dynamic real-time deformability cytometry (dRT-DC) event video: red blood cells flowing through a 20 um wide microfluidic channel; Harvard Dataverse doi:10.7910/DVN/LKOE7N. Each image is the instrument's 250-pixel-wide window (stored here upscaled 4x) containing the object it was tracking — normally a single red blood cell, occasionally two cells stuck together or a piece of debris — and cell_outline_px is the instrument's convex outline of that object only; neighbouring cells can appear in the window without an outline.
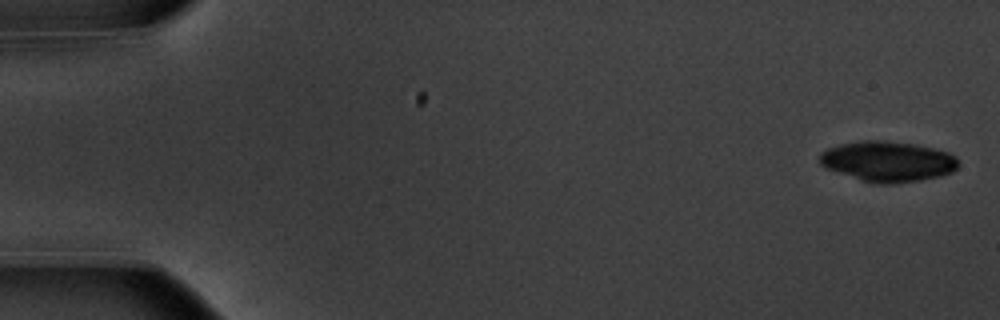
{"species": "common noctule bat (a hibernating species)", "species_latin": "Nyctalus noctula", "temperature_condition": "warm", "stored_images_in_passage": 15, "camera_frame_rate_fps": 3000, "um_per_image_px": 0.085, "animal": {"sex": "male", "body_mass_g": 20.1, "forearm_length_mm": 53.5}, "frame": {"image": 1, "passage_image": 1, "time_ms": 0.0, "image_size_px": [1000, 320], "cell_outline_px": [[960, 164], [952, 172], [940, 176], [920, 180], [892, 184], [876, 184], [860, 180], [824, 168], [820, 164], [820, 152], [828, 148], [840, 144], [860, 140], [884, 140], [912, 144], [932, 148], [948, 152], [956, 156]], "centroid_in_image_um": [75.44, 13.72], "position_along_channel_um": 9.6, "area_um2": 32.89}}